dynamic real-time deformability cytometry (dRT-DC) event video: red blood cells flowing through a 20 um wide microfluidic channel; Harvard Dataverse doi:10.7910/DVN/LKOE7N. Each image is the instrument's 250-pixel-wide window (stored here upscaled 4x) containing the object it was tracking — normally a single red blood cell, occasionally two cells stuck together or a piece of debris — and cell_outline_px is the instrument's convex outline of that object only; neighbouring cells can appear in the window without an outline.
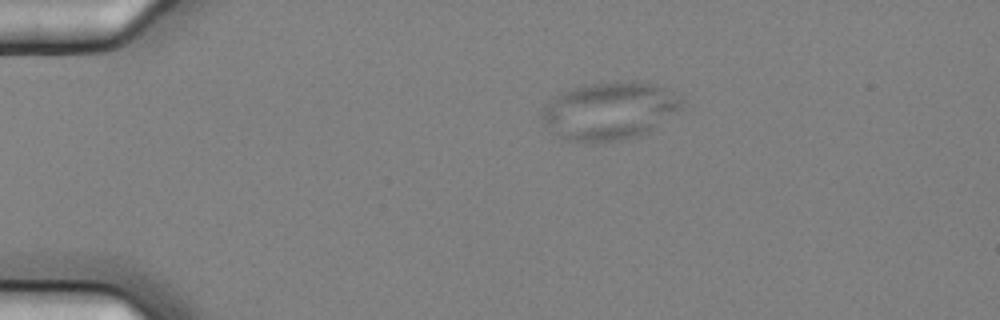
{"species": "common noctule bat (a hibernating species)", "species_latin": "Nyctalus noctula", "temperature_condition": "cold", "stored_images_in_passage": 4, "camera_frame_rate_fps": 3000, "um_per_image_px": 0.085, "animal": {"sex": "female", "body_mass_g": 25.1}, "frame": {"image": 1, "passage_image": 1, "time_ms": 0.0, "image_size_px": [1000, 320], "cell_outline_px": [[680, 108], [648, 132], [640, 136], [600, 144], [592, 144], [564, 140], [540, 116], [540, 112], [556, 96], [572, 88], [588, 84], [632, 80], [636, 80], [656, 84], [680, 96]], "centroid_in_image_um": [51.81, 9.44], "position_along_channel_um": 33.2, "area_um2": 46.76}}
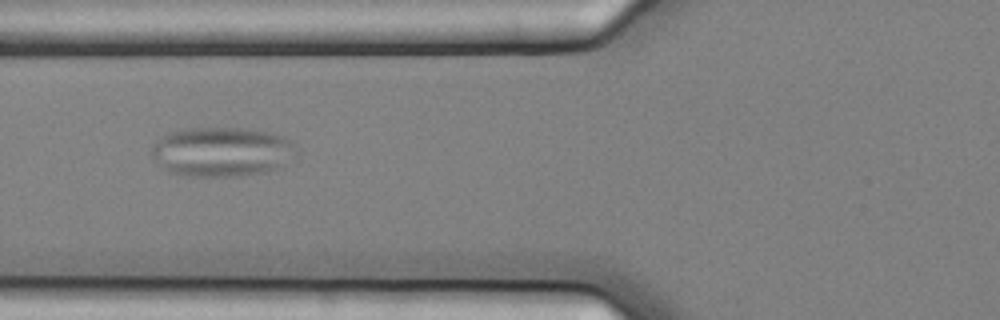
{"frame": {"image": 2, "passage_image": 4, "time_ms": 1.0, "image_size_px": [1000, 320], "cell_outline_px": [[296, 152], [276, 168], [268, 172], [240, 176], [184, 176], [168, 172], [152, 156], [152, 148], [156, 140], [168, 132], [184, 128], [240, 128], [268, 132], [284, 136], [292, 140]], "centroid_in_image_um": [18.81, 12.89], "position_along_channel_um": 107.0, "area_um2": 41.67}}